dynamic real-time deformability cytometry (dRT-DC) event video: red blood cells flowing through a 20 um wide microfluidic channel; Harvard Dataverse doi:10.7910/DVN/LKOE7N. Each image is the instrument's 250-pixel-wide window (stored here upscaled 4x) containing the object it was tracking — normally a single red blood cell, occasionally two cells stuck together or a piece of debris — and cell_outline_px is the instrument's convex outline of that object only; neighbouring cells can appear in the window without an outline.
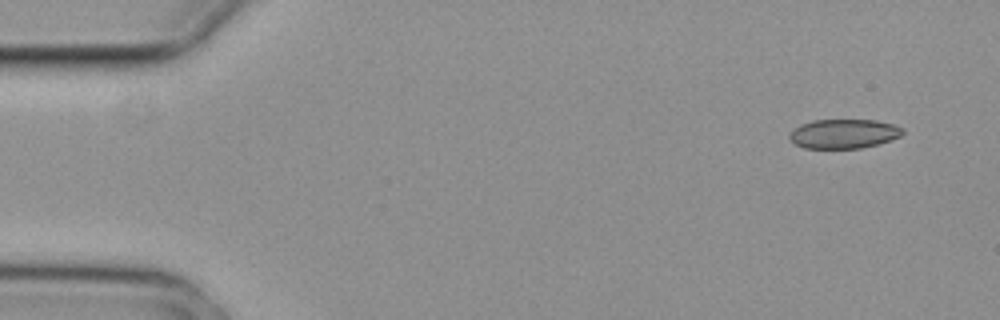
{"species": "common noctule bat (a hibernating species)", "species_latin": "Nyctalus noctula", "temperature_condition": "cold", "stored_images_in_passage": 5, "camera_frame_rate_fps": 3000, "um_per_image_px": 0.085, "animal": {"sex": "female", "body_mass_g": 29.2, "forearm_length_mm": 56.3}, "frame": {"image": 1, "passage_image": 1, "time_ms": 0.0, "image_size_px": [1000, 320], "cell_outline_px": [[904, 132], [900, 136], [892, 140], [880, 144], [860, 148], [804, 148], [796, 144], [788, 136], [788, 132], [800, 124], [812, 120], [876, 120], [892, 124], [904, 128]], "centroid_in_image_um": [71.72, 11.36], "position_along_channel_um": 13.3, "area_um2": 19.48}}
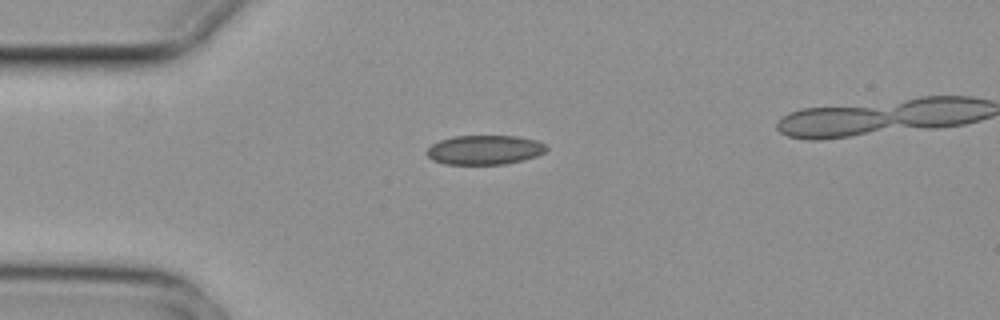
{"frame": {"image": 2, "passage_image": 4, "time_ms": 1.0, "image_size_px": [1000, 320], "cell_outline_px": [[548, 148], [544, 152], [536, 156], [504, 164], [444, 164], [432, 160], [424, 152], [432, 144], [440, 140], [452, 136], [516, 136], [536, 140], [544, 144]], "centroid_in_image_um": [41.14, 12.73], "position_along_channel_um": 43.9, "area_um2": 20.4}}